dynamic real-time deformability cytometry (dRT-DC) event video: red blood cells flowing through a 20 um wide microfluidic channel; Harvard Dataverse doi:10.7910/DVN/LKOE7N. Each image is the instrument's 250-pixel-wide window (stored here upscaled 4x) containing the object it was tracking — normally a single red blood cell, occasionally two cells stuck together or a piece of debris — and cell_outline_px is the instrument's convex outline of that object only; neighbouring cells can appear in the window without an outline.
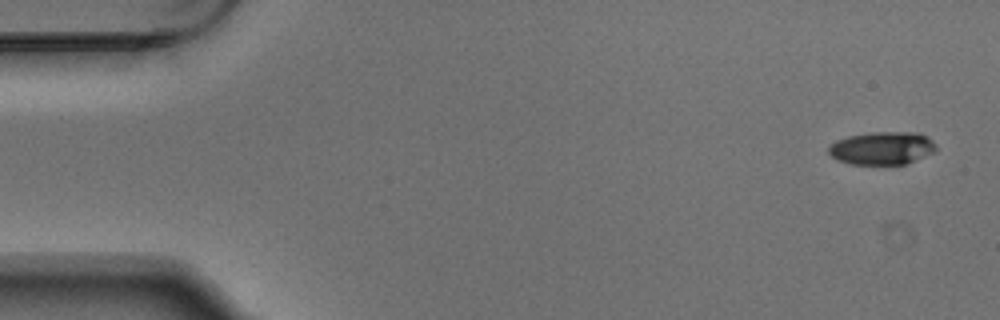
{"species": "Egyptian fruit bat (a non-hibernating species)", "species_latin": "Rousettus aegyptiacus", "temperature_condition": "warm", "stored_images_in_passage": 5, "camera_frame_rate_fps": 3000, "um_per_image_px": 0.085, "animal": {"sex": "male"}, "frame": {"image": 1, "passage_image": 1, "time_ms": 0.0, "image_size_px": [1000, 320], "cell_outline_px": [[936, 152], [908, 164], [852, 164], [836, 160], [828, 152], [828, 148], [836, 140], [848, 136], [872, 132], [920, 132], [928, 136], [936, 144]], "centroid_in_image_um": [75.03, 12.59], "position_along_channel_um": 10.0, "area_um2": 20.92}}
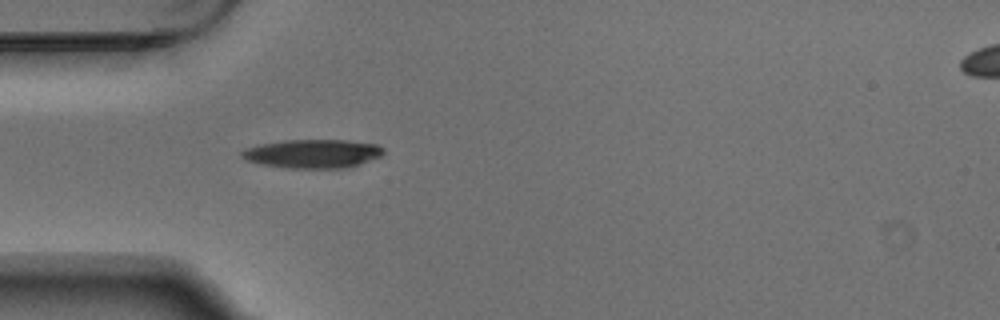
{"frame": {"image": 2, "passage_image": 5, "time_ms": 1.333, "image_size_px": [1000, 320], "cell_outline_px": [[384, 152], [380, 156], [360, 164], [344, 168], [284, 168], [260, 164], [248, 160], [240, 156], [240, 152], [244, 148], [260, 144], [288, 140], [344, 140], [376, 144], [384, 148]], "centroid_in_image_um": [26.55, 13.06], "position_along_channel_um": 58.4, "area_um2": 23.7}}